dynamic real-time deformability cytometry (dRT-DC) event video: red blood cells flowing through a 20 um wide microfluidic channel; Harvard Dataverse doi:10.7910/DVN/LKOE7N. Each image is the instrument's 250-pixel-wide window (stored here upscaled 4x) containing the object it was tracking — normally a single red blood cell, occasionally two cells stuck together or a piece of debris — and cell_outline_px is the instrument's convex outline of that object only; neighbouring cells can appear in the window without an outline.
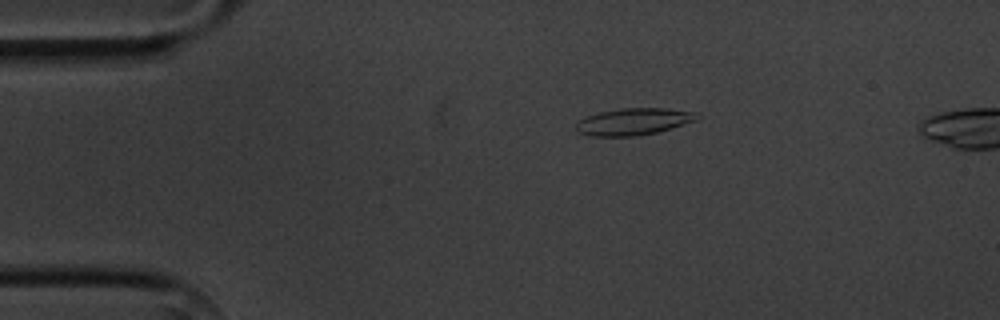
{"species": "common noctule bat (a hibernating species)", "species_latin": "Nyctalus noctula", "temperature_condition": "cold", "stored_images_in_passage": 15, "camera_frame_rate_fps": 3000, "um_per_image_px": 0.085, "animal": {"sex": "male", "body_mass_g": 20.1, "forearm_length_mm": 53.5}, "frame": {"image": 1, "passage_image": 3, "time_ms": 3.333, "image_size_px": [1000, 320], "cell_outline_px": [[700, 120], [672, 128], [656, 132], [636, 136], [588, 136], [576, 132], [576, 120], [600, 112], [620, 108], [664, 108], [700, 112]], "centroid_in_image_um": [53.89, 10.33], "position_along_channel_um": 31.1, "area_um2": 19.31}}
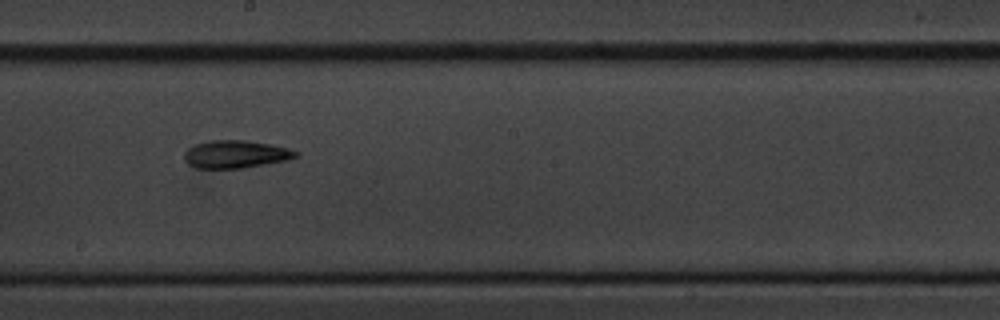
{"frame": {"image": 2, "passage_image": 9, "time_ms": 10.0, "image_size_px": [1000, 320], "cell_outline_px": [[300, 156], [288, 160], [244, 168], [196, 168], [188, 164], [184, 160], [184, 152], [188, 148], [196, 144], [208, 140], [244, 140], [268, 144], [288, 148], [300, 152]], "centroid_in_image_um": [20.04, 13.11], "position_along_channel_um": 228.2, "area_um2": 18.15}}
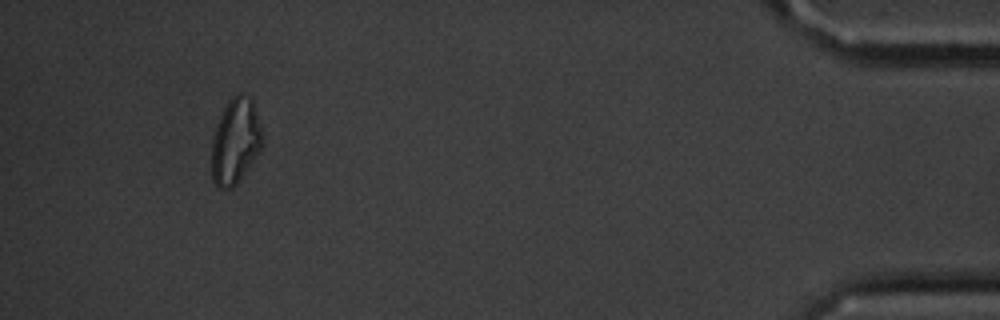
{"frame": {"image": 3, "passage_image": 14, "time_ms": 17.0, "image_size_px": [1000, 320], "cell_outline_px": [[264, 144], [256, 156], [236, 184], [232, 188], [216, 188], [212, 180], [212, 140], [220, 116], [228, 100], [236, 92], [240, 92], [252, 100], [264, 136]], "centroid_in_image_um": [20.02, 12.0], "position_along_channel_um": 415.2, "area_um2": 25.26}}